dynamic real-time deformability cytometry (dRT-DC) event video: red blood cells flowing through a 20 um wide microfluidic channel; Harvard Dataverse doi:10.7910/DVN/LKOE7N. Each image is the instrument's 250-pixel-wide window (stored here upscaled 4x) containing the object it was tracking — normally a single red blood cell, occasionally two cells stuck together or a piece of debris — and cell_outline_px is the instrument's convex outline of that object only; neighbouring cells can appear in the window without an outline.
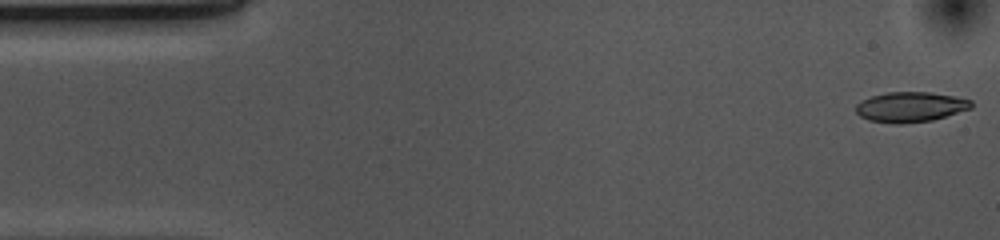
{"species": "common noctule bat (a hibernating species)", "species_latin": "Nyctalus noctula", "temperature_condition": "cold", "stored_images_in_passage": 53, "camera_frame_rate_fps": 3000, "um_per_image_px": 0.085, "animal": {"sex": "female", "body_mass_g": 10.0, "forearm_length_mm": 53.1}, "frame": {"image": 1, "passage_image": 1, "time_ms": 0.0, "image_size_px": [1000, 240], "cell_outline_px": [[972, 108], [932, 120], [900, 124], [896, 124], [868, 120], [860, 116], [856, 112], [856, 104], [860, 100], [872, 96], [888, 92], [928, 92], [952, 96], [972, 100]], "centroid_in_image_um": [77.36, 9.09], "position_along_channel_um": 7.6, "area_um2": 20.17}}
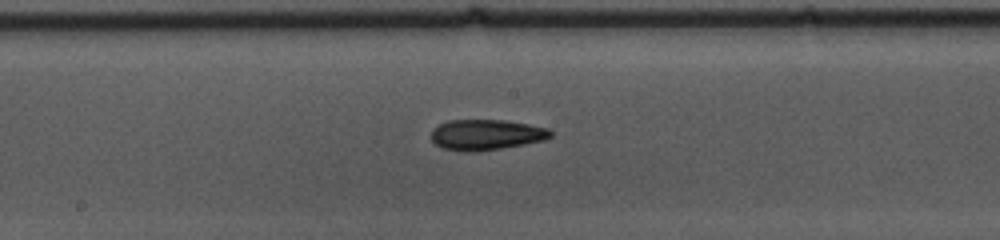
{"frame": {"image": 2, "passage_image": 26, "time_ms": 8.333, "image_size_px": [1000, 240], "cell_outline_px": [[552, 136], [544, 140], [524, 144], [476, 152], [468, 152], [440, 148], [432, 140], [432, 128], [448, 120], [504, 120], [528, 124], [548, 128], [552, 132]], "centroid_in_image_um": [41.31, 11.45], "position_along_channel_um": 206.9, "area_um2": 21.27}}
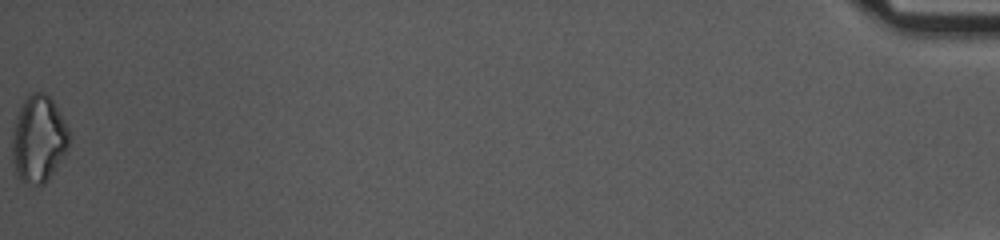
{"frame": {"image": 3, "passage_image": 53, "time_ms": 17.333, "image_size_px": [1000, 240], "cell_outline_px": [[68, 148], [48, 180], [44, 184], [24, 184], [20, 180], [16, 172], [12, 160], [12, 132], [16, 116], [24, 100], [32, 92], [44, 92], [52, 100], [64, 120], [68, 128]], "centroid_in_image_um": [3.25, 11.83], "position_along_channel_um": 431.9, "area_um2": 28.67}, "authors_computed_cell_mechanics": {"area_um2": 20.6924, "velocity_mm_per_s": 3.6972, "shape_relaxation_time_tau1_ms": 4.8383, "shape_relaxation_time_tau2_ms": 7.0442, "deformation_change_tau1": 0.1422, "deformation_change_tau2": 0.164}}